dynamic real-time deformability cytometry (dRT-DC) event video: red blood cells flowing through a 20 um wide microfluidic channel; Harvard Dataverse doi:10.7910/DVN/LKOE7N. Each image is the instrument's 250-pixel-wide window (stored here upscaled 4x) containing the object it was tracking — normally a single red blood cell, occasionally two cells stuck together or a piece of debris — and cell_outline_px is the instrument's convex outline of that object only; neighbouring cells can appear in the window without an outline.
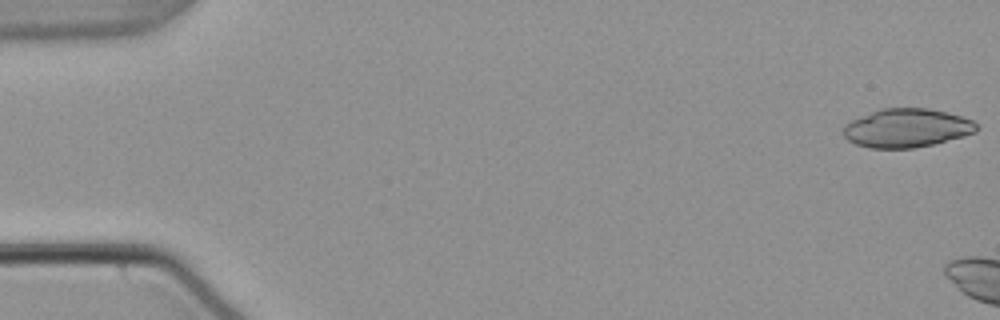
{"species": "common noctule bat (a hibernating species)", "species_latin": "Nyctalus noctula", "temperature_condition": "warm", "stored_images_in_passage": 6, "camera_frame_rate_fps": 3000, "um_per_image_px": 0.085, "animal": {"sex": "male", "body_mass_g": 21.5, "forearm_length_mm": 52.0}, "frame": {"image": 1, "passage_image": 1, "time_ms": 0.0, "image_size_px": [1000, 320], "cell_outline_px": [[976, 132], [964, 136], [932, 144], [912, 148], [868, 148], [856, 144], [848, 140], [844, 136], [844, 124], [860, 116], [880, 108], [928, 108], [948, 112], [972, 120], [976, 124]], "centroid_in_image_um": [77.05, 10.87], "position_along_channel_um": 8.0, "area_um2": 29.94}}